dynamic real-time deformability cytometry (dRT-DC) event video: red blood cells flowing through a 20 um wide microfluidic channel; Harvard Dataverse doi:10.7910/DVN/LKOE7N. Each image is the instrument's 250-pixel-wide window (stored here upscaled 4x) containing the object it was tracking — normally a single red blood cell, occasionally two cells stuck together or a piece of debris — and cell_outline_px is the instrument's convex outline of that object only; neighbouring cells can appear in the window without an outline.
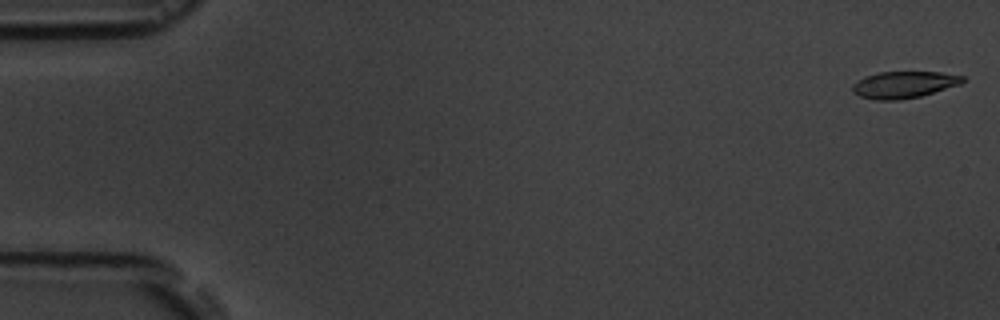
{"species": "common noctule bat (a hibernating species)", "species_latin": "Nyctalus noctula", "temperature_condition": "room temperature", "stored_images_in_passage": 6, "camera_frame_rate_fps": 3000, "um_per_image_px": 0.085, "animal": {"sex": "male", "body_mass_g": 19.5, "forearm_length_mm": 54.6}, "frame": {"image": 1, "passage_image": 1, "time_ms": 0.0, "image_size_px": [1000, 320], "cell_outline_px": [[964, 80], [960, 84], [920, 96], [900, 100], [876, 100], [860, 96], [852, 92], [852, 84], [864, 76], [880, 72], [940, 72], [964, 76]], "centroid_in_image_um": [76.79, 7.19], "position_along_channel_um": 8.2, "area_um2": 17.11}}
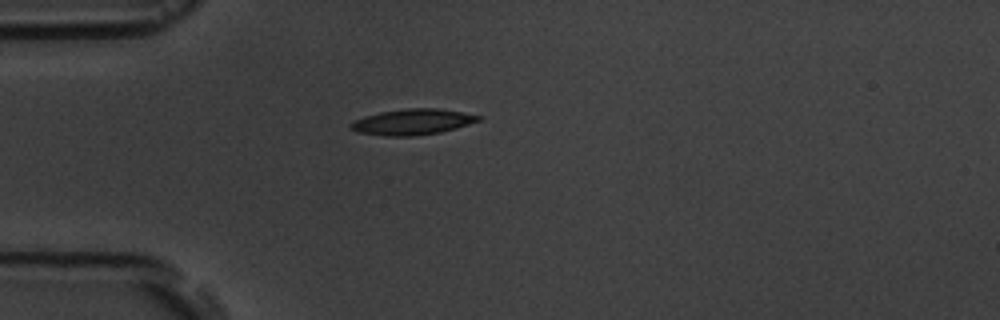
{"frame": {"image": 2, "passage_image": 5, "time_ms": 4.667, "image_size_px": [1000, 320], "cell_outline_px": [[484, 116], [480, 120], [456, 128], [440, 132], [412, 136], [388, 136], [356, 132], [348, 128], [348, 124], [364, 116], [380, 112], [408, 108], [440, 108]], "centroid_in_image_um": [35.05, 10.36], "position_along_channel_um": 50.0, "area_um2": 19.25}}